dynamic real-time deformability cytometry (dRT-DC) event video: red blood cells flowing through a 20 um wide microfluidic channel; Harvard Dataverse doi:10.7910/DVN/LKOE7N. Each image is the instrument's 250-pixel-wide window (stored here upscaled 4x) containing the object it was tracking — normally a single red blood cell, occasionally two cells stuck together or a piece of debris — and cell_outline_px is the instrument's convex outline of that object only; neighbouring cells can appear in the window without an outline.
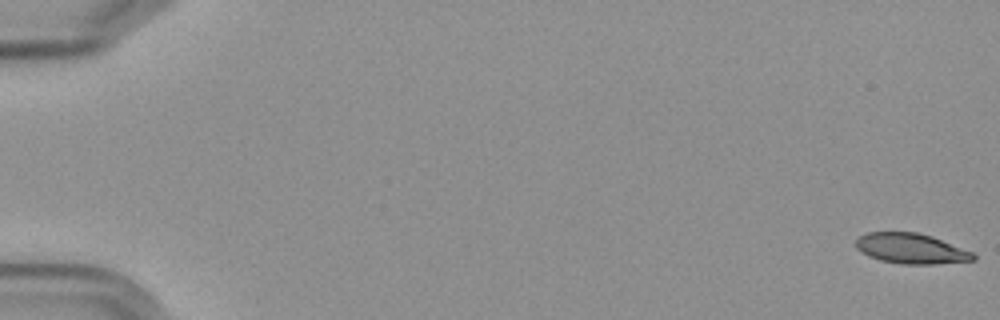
{"species": "Egyptian fruit bat (a non-hibernating species)", "species_latin": "Rousettus aegyptiacus", "temperature_condition": "cold", "stored_images_in_passage": 58, "camera_frame_rate_fps": 3000, "um_per_image_px": 0.085, "frame": {"image": 1, "passage_image": 1, "time_ms": 0.0, "image_size_px": [1000, 320], "cell_outline_px": [[976, 260], [932, 264], [900, 264], [880, 260], [868, 256], [856, 248], [856, 240], [860, 236], [868, 232], [916, 232], [932, 236], [972, 252], [976, 256]], "centroid_in_image_um": [77.43, 21.13], "position_along_channel_um": 7.6, "area_um2": 20.63}}
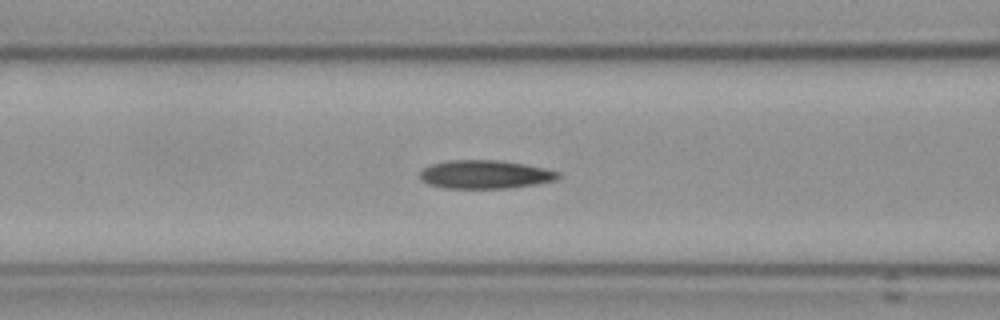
{"frame": {"image": 2, "passage_image": 25, "time_ms": 8.0, "image_size_px": [1000, 320], "cell_outline_px": [[560, 176], [556, 180], [536, 184], [512, 188], [444, 188], [428, 184], [420, 180], [420, 172], [428, 164], [444, 160], [496, 160], [524, 164], [544, 168], [560, 172]], "centroid_in_image_um": [41.2, 14.82], "position_along_channel_um": 125.4, "area_um2": 23.12}}
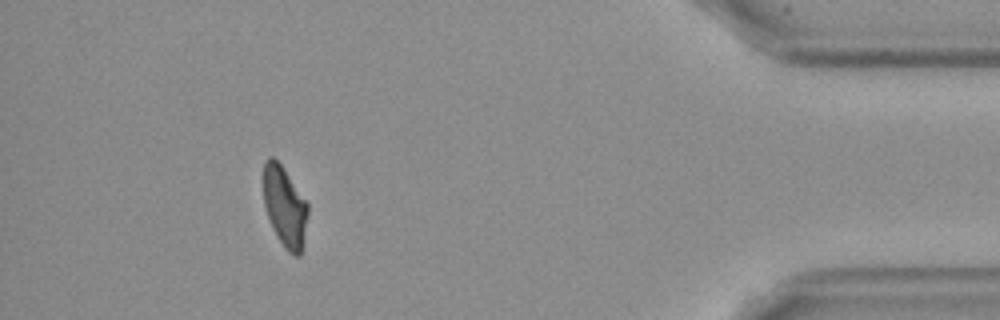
{"frame": {"image": 3, "passage_image": 53, "time_ms": 17.333, "image_size_px": [1000, 320], "cell_outline_px": [[308, 216], [300, 256], [292, 256], [284, 248], [276, 236], [272, 228], [264, 204], [264, 160], [268, 156], [272, 156], [280, 164], [308, 204]], "centroid_in_image_um": [24.2, 17.6], "position_along_channel_um": 411.0, "area_um2": 20.63}, "authors_computed_cell_mechanics": {"area_um2": 22.1663, "velocity_mm_per_s": 3.5898, "shape_relaxation_time_tau1_ms": 8.6192, "shape_relaxation_time_tau2_ms": 3.6155, "deformation_change_tau1": 0.2033, "deformation_change_tau2": 0.0887}}